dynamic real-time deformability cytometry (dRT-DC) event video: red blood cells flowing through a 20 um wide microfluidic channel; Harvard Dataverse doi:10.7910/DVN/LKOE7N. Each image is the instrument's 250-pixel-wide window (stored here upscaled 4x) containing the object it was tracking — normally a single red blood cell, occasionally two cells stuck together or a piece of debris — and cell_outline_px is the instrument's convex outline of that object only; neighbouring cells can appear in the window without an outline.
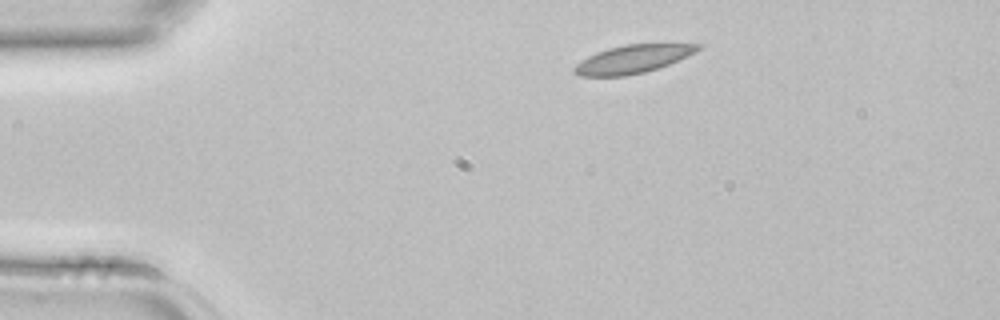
{"species": "common noctule bat (a hibernating species)", "species_latin": "Nyctalus noctula", "temperature_condition": "room temperature", "stored_images_in_passage": 2, "camera_frame_rate_fps": 3000, "um_per_image_px": 0.085, "animal": {"sex": "female", "body_mass_g": 22.7, "forearm_length_mm": 54.2}, "frame": {"image": 1, "passage_image": 1, "time_ms": 0.0, "image_size_px": [1000, 320], "cell_outline_px": [[704, 48], [688, 56], [668, 64], [644, 72], [624, 76], [580, 76], [572, 72], [572, 68], [580, 60], [596, 52], [608, 48], [628, 44], [704, 44]], "centroid_in_image_um": [53.78, 5.02], "position_along_channel_um": 31.2, "area_um2": 20.29}}